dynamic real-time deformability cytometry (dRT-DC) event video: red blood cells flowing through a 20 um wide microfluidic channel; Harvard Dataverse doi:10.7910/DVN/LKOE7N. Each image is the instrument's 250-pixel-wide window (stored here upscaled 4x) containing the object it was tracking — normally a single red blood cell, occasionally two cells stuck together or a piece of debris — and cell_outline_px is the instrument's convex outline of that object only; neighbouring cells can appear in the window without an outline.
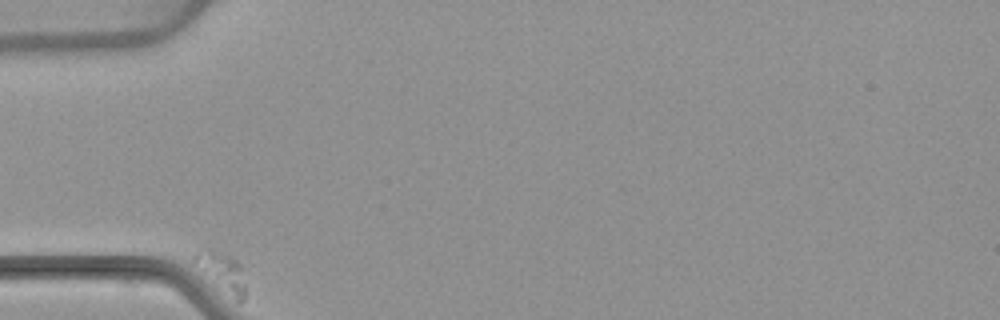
{"species": "common noctule bat (a hibernating species)", "species_latin": "Nyctalus noctula", "temperature_condition": "warm", "stored_images_in_passage": 5, "camera_frame_rate_fps": 3000, "um_per_image_px": 0.085, "animal": {"sex": "female", "body_mass_g": 22.7, "forearm_length_mm": 54.2}, "frame": {"image": 1, "passage_image": 1, "time_ms": 0.0, "image_size_px": [1000, 320], "cell_outline_px": [[248, 292], [244, 300], [240, 304], [236, 304], [192, 256], [196, 252], [204, 248], [208, 248], [228, 256], [236, 260], [240, 264]], "centroid_in_image_um": [19.03, 23.2], "position_along_channel_um": 66.0, "area_um2": 11.16}}